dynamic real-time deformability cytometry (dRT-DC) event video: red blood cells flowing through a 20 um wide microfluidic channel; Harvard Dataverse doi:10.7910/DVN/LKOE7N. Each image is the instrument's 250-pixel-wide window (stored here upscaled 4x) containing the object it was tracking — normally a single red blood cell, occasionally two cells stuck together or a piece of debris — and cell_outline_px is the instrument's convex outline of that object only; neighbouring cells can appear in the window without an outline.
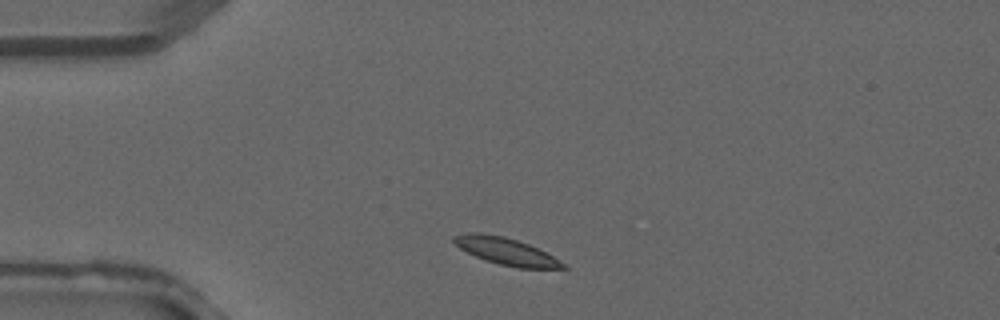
{"species": "common noctule bat (a hibernating species)", "species_latin": "Nyctalus noctula", "temperature_condition": "warm", "stored_images_in_passage": 1, "camera_frame_rate_fps": 3000, "um_per_image_px": 0.085, "animal": {"sex": "male", "forearm_length_mm": 52.5}, "frame": {"image": 1, "passage_image": 1, "time_ms": 0.0, "image_size_px": [1000, 320], "cell_outline_px": [[568, 268], [516, 268], [484, 260], [460, 248], [452, 240], [452, 236], [468, 232], [480, 232], [504, 236], [528, 244], [548, 252], [568, 264]], "centroid_in_image_um": [43.07, 21.35], "position_along_channel_um": 41.9, "area_um2": 17.4}}